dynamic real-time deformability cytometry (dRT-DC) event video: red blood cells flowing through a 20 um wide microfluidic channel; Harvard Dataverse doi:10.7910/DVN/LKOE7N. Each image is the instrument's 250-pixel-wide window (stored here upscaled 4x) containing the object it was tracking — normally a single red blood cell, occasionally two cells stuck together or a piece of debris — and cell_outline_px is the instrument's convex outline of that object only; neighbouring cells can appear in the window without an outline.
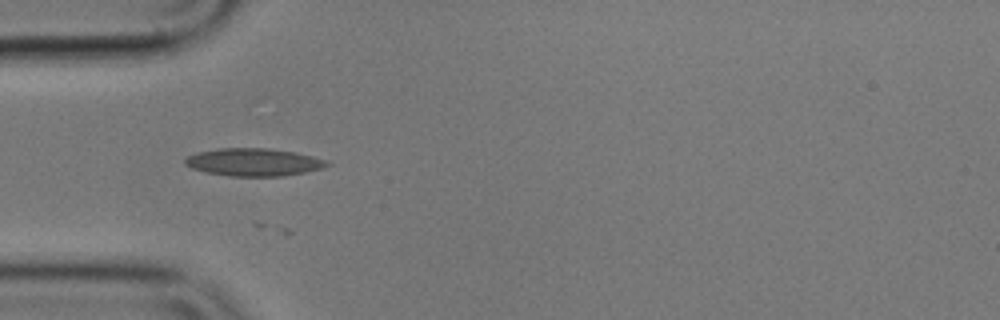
{"species": "common noctule bat (a hibernating species)", "species_latin": "Nyctalus noctula", "temperature_condition": "cold", "stored_images_in_passage": 14, "camera_frame_rate_fps": 3000, "um_per_image_px": 0.085, "animal": {"sex": "male", "body_mass_g": 17.9}, "frame": {"image": 1, "passage_image": 1, "time_ms": 0.0, "image_size_px": [1000, 320], "cell_outline_px": [[332, 164], [320, 168], [304, 172], [284, 176], [232, 176], [208, 172], [192, 168], [184, 164], [184, 160], [188, 156], [196, 152], [220, 148], [268, 148], [296, 152], [312, 156], [324, 160]], "centroid_in_image_um": [21.54, 13.77], "position_along_channel_um": 63.5, "area_um2": 22.72}}
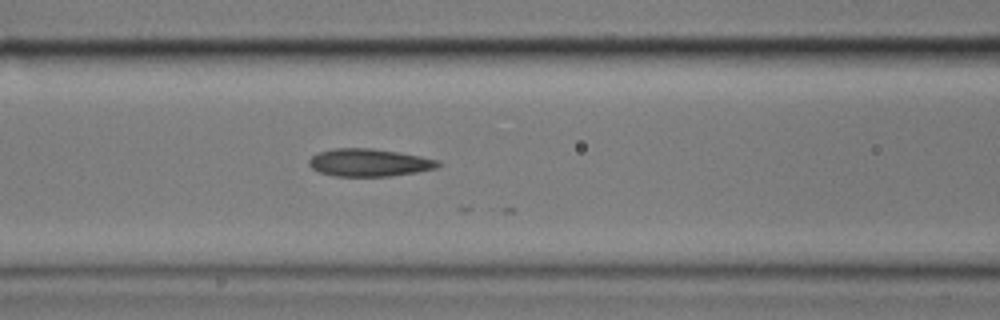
{"frame": {"image": 2, "passage_image": 7, "time_ms": 2.0, "image_size_px": [1000, 320], "cell_outline_px": [[440, 164], [436, 168], [416, 172], [388, 176], [336, 176], [320, 172], [312, 168], [308, 164], [308, 160], [312, 156], [320, 152], [332, 148], [372, 148], [400, 152], [440, 160]], "centroid_in_image_um": [31.38, 13.81], "position_along_channel_um": 135.2, "area_um2": 20.75}}
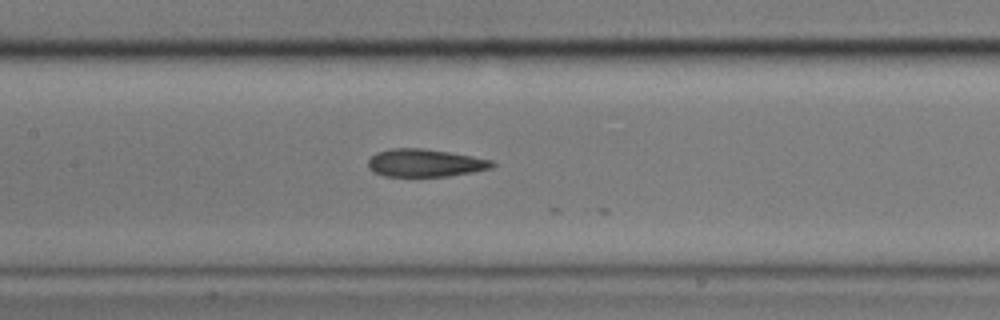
{"frame": {"image": 3, "passage_image": 10, "time_ms": 3.0, "image_size_px": [1000, 320], "cell_outline_px": [[496, 164], [492, 168], [472, 172], [448, 176], [384, 176], [372, 172], [368, 168], [368, 160], [376, 152], [392, 148], [424, 148], [472, 156], [492, 160]], "centroid_in_image_um": [36.11, 13.85], "position_along_channel_um": 171.3, "area_um2": 20.11}}